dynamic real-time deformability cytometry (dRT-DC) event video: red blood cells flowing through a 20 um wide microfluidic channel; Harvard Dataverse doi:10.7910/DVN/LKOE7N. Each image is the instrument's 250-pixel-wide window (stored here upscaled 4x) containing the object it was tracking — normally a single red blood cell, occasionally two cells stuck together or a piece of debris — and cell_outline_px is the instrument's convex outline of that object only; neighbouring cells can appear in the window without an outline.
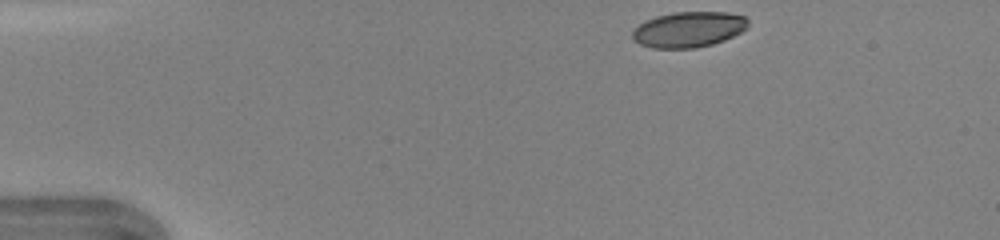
{"species": "human", "species_latin": "Homo sapiens", "temperature_condition": "warm", "stored_images_in_passage": 40, "camera_frame_rate_fps": 3000, "um_per_image_px": 0.085, "donor": {"sex": "female"}, "frame": {"image": 1, "passage_image": 1, "time_ms": 0.0, "image_size_px": [1000, 240], "cell_outline_px": [[748, 28], [724, 40], [712, 44], [696, 48], [652, 48], [640, 44], [632, 40], [632, 32], [644, 20], [656, 16], [672, 12], [728, 12], [744, 16], [748, 20]], "centroid_in_image_um": [58.52, 2.5], "position_along_channel_um": 26.5, "area_um2": 24.1}}
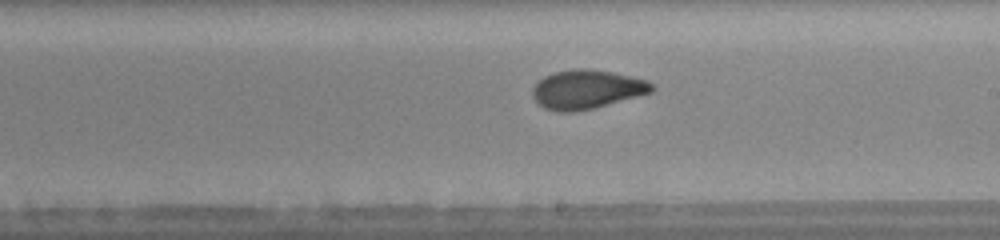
{"frame": {"image": 2, "passage_image": 21, "time_ms": 6.667, "image_size_px": [1000, 240], "cell_outline_px": [[656, 88], [652, 92], [592, 108], [572, 112], [560, 112], [544, 108], [532, 96], [532, 88], [544, 76], [556, 72], [580, 68], [588, 68], [612, 72], [648, 80]], "centroid_in_image_um": [49.88, 7.59], "position_along_channel_um": 239.1, "area_um2": 26.76}}
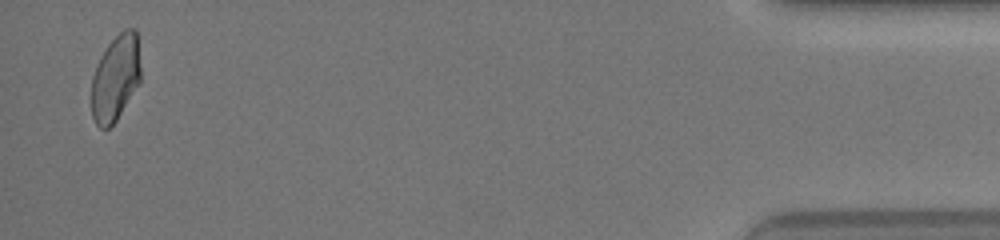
{"frame": {"image": 3, "passage_image": 39, "time_ms": 12.667, "image_size_px": [1000, 240], "cell_outline_px": [[140, 80], [116, 120], [108, 128], [100, 128], [96, 124], [92, 116], [92, 76], [96, 64], [108, 44], [124, 28], [136, 28], [140, 68]], "centroid_in_image_um": [9.8, 6.6], "position_along_channel_um": 425.4, "area_um2": 24.33}, "authors_computed_cell_mechanics": {"area_um2": 26.0678, "velocity_mm_per_s": 4.3635, "shape_relaxation_time_tau1_ms": 8.4718, "shape_relaxation_time_tau2_ms": 1.1899, "deformation_change_tau1": 0.2435, "deformation_change_tau2": 0.0615}}